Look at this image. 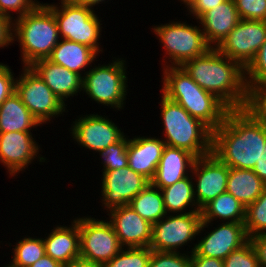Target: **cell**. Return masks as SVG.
<instances>
[{
  "mask_svg": "<svg viewBox=\"0 0 266 267\" xmlns=\"http://www.w3.org/2000/svg\"><path fill=\"white\" fill-rule=\"evenodd\" d=\"M224 1L226 0H196L189 8V11L193 16L197 17L196 19H199L205 12L213 9Z\"/></svg>",
  "mask_w": 266,
  "mask_h": 267,
  "instance_id": "cell-43",
  "label": "cell"
},
{
  "mask_svg": "<svg viewBox=\"0 0 266 267\" xmlns=\"http://www.w3.org/2000/svg\"><path fill=\"white\" fill-rule=\"evenodd\" d=\"M190 267H223V260L213 257L190 256Z\"/></svg>",
  "mask_w": 266,
  "mask_h": 267,
  "instance_id": "cell-44",
  "label": "cell"
},
{
  "mask_svg": "<svg viewBox=\"0 0 266 267\" xmlns=\"http://www.w3.org/2000/svg\"><path fill=\"white\" fill-rule=\"evenodd\" d=\"M12 26L13 22L10 18L0 15V47L9 45V43L14 41Z\"/></svg>",
  "mask_w": 266,
  "mask_h": 267,
  "instance_id": "cell-41",
  "label": "cell"
},
{
  "mask_svg": "<svg viewBox=\"0 0 266 267\" xmlns=\"http://www.w3.org/2000/svg\"><path fill=\"white\" fill-rule=\"evenodd\" d=\"M196 157L187 150L165 146L151 183L162 189L187 177Z\"/></svg>",
  "mask_w": 266,
  "mask_h": 267,
  "instance_id": "cell-22",
  "label": "cell"
},
{
  "mask_svg": "<svg viewBox=\"0 0 266 267\" xmlns=\"http://www.w3.org/2000/svg\"><path fill=\"white\" fill-rule=\"evenodd\" d=\"M68 1L76 5L93 7L94 5L99 4L100 2H103L105 0H68Z\"/></svg>",
  "mask_w": 266,
  "mask_h": 267,
  "instance_id": "cell-48",
  "label": "cell"
},
{
  "mask_svg": "<svg viewBox=\"0 0 266 267\" xmlns=\"http://www.w3.org/2000/svg\"><path fill=\"white\" fill-rule=\"evenodd\" d=\"M128 143L129 139L123 136L118 142L111 144L99 153L104 158V171L117 170L128 166Z\"/></svg>",
  "mask_w": 266,
  "mask_h": 267,
  "instance_id": "cell-34",
  "label": "cell"
},
{
  "mask_svg": "<svg viewBox=\"0 0 266 267\" xmlns=\"http://www.w3.org/2000/svg\"><path fill=\"white\" fill-rule=\"evenodd\" d=\"M34 141L31 132L0 133V162L11 176L25 169L36 158L39 148Z\"/></svg>",
  "mask_w": 266,
  "mask_h": 267,
  "instance_id": "cell-18",
  "label": "cell"
},
{
  "mask_svg": "<svg viewBox=\"0 0 266 267\" xmlns=\"http://www.w3.org/2000/svg\"><path fill=\"white\" fill-rule=\"evenodd\" d=\"M223 267H260L259 260L250 240L240 248L233 250L223 260Z\"/></svg>",
  "mask_w": 266,
  "mask_h": 267,
  "instance_id": "cell-35",
  "label": "cell"
},
{
  "mask_svg": "<svg viewBox=\"0 0 266 267\" xmlns=\"http://www.w3.org/2000/svg\"><path fill=\"white\" fill-rule=\"evenodd\" d=\"M15 82V92L40 124L65 111V104L53 93L42 78L30 67Z\"/></svg>",
  "mask_w": 266,
  "mask_h": 267,
  "instance_id": "cell-10",
  "label": "cell"
},
{
  "mask_svg": "<svg viewBox=\"0 0 266 267\" xmlns=\"http://www.w3.org/2000/svg\"><path fill=\"white\" fill-rule=\"evenodd\" d=\"M61 4V8L46 4L54 14L60 36L68 41L87 45L97 53L102 51L97 42L102 24L91 7L76 5L68 0H61Z\"/></svg>",
  "mask_w": 266,
  "mask_h": 267,
  "instance_id": "cell-6",
  "label": "cell"
},
{
  "mask_svg": "<svg viewBox=\"0 0 266 267\" xmlns=\"http://www.w3.org/2000/svg\"><path fill=\"white\" fill-rule=\"evenodd\" d=\"M249 240L256 252L259 266L266 267V234L252 236Z\"/></svg>",
  "mask_w": 266,
  "mask_h": 267,
  "instance_id": "cell-42",
  "label": "cell"
},
{
  "mask_svg": "<svg viewBox=\"0 0 266 267\" xmlns=\"http://www.w3.org/2000/svg\"><path fill=\"white\" fill-rule=\"evenodd\" d=\"M181 1H183V3L185 4V5H187L188 7V9L194 4V2L196 1V0H181Z\"/></svg>",
  "mask_w": 266,
  "mask_h": 267,
  "instance_id": "cell-49",
  "label": "cell"
},
{
  "mask_svg": "<svg viewBox=\"0 0 266 267\" xmlns=\"http://www.w3.org/2000/svg\"><path fill=\"white\" fill-rule=\"evenodd\" d=\"M39 3L33 0H0V12L11 19L10 11H17L19 18L32 11Z\"/></svg>",
  "mask_w": 266,
  "mask_h": 267,
  "instance_id": "cell-39",
  "label": "cell"
},
{
  "mask_svg": "<svg viewBox=\"0 0 266 267\" xmlns=\"http://www.w3.org/2000/svg\"><path fill=\"white\" fill-rule=\"evenodd\" d=\"M160 191L150 182L128 205L153 225L167 215L163 195Z\"/></svg>",
  "mask_w": 266,
  "mask_h": 267,
  "instance_id": "cell-28",
  "label": "cell"
},
{
  "mask_svg": "<svg viewBox=\"0 0 266 267\" xmlns=\"http://www.w3.org/2000/svg\"><path fill=\"white\" fill-rule=\"evenodd\" d=\"M72 127V136L79 145L99 153L124 136L112 121L98 114L80 117Z\"/></svg>",
  "mask_w": 266,
  "mask_h": 267,
  "instance_id": "cell-16",
  "label": "cell"
},
{
  "mask_svg": "<svg viewBox=\"0 0 266 267\" xmlns=\"http://www.w3.org/2000/svg\"><path fill=\"white\" fill-rule=\"evenodd\" d=\"M14 76L7 65L0 64V105L15 92Z\"/></svg>",
  "mask_w": 266,
  "mask_h": 267,
  "instance_id": "cell-40",
  "label": "cell"
},
{
  "mask_svg": "<svg viewBox=\"0 0 266 267\" xmlns=\"http://www.w3.org/2000/svg\"><path fill=\"white\" fill-rule=\"evenodd\" d=\"M80 258L104 265L123 248L110 221L79 218Z\"/></svg>",
  "mask_w": 266,
  "mask_h": 267,
  "instance_id": "cell-11",
  "label": "cell"
},
{
  "mask_svg": "<svg viewBox=\"0 0 266 267\" xmlns=\"http://www.w3.org/2000/svg\"><path fill=\"white\" fill-rule=\"evenodd\" d=\"M252 170L266 185V146L265 148H263L262 154L260 155V159L259 161H257L256 165Z\"/></svg>",
  "mask_w": 266,
  "mask_h": 267,
  "instance_id": "cell-45",
  "label": "cell"
},
{
  "mask_svg": "<svg viewBox=\"0 0 266 267\" xmlns=\"http://www.w3.org/2000/svg\"><path fill=\"white\" fill-rule=\"evenodd\" d=\"M110 223L121 245L129 247H149L153 225L143 219L129 205L110 209Z\"/></svg>",
  "mask_w": 266,
  "mask_h": 267,
  "instance_id": "cell-17",
  "label": "cell"
},
{
  "mask_svg": "<svg viewBox=\"0 0 266 267\" xmlns=\"http://www.w3.org/2000/svg\"><path fill=\"white\" fill-rule=\"evenodd\" d=\"M97 54L87 45L63 39L53 48L47 59L80 74L79 71H83L85 67L89 66Z\"/></svg>",
  "mask_w": 266,
  "mask_h": 267,
  "instance_id": "cell-25",
  "label": "cell"
},
{
  "mask_svg": "<svg viewBox=\"0 0 266 267\" xmlns=\"http://www.w3.org/2000/svg\"><path fill=\"white\" fill-rule=\"evenodd\" d=\"M246 84L266 83V41L260 47L254 59L245 68Z\"/></svg>",
  "mask_w": 266,
  "mask_h": 267,
  "instance_id": "cell-36",
  "label": "cell"
},
{
  "mask_svg": "<svg viewBox=\"0 0 266 267\" xmlns=\"http://www.w3.org/2000/svg\"><path fill=\"white\" fill-rule=\"evenodd\" d=\"M44 239L45 252L52 259L62 265H68L80 258L79 219L73 221L72 226H57Z\"/></svg>",
  "mask_w": 266,
  "mask_h": 267,
  "instance_id": "cell-23",
  "label": "cell"
},
{
  "mask_svg": "<svg viewBox=\"0 0 266 267\" xmlns=\"http://www.w3.org/2000/svg\"><path fill=\"white\" fill-rule=\"evenodd\" d=\"M119 60L85 72L82 80V90L92 100L103 105L113 106L112 108L115 107L118 110L122 108L127 93L125 61Z\"/></svg>",
  "mask_w": 266,
  "mask_h": 267,
  "instance_id": "cell-9",
  "label": "cell"
},
{
  "mask_svg": "<svg viewBox=\"0 0 266 267\" xmlns=\"http://www.w3.org/2000/svg\"><path fill=\"white\" fill-rule=\"evenodd\" d=\"M244 225L248 238L266 234V189L246 208Z\"/></svg>",
  "mask_w": 266,
  "mask_h": 267,
  "instance_id": "cell-31",
  "label": "cell"
},
{
  "mask_svg": "<svg viewBox=\"0 0 266 267\" xmlns=\"http://www.w3.org/2000/svg\"><path fill=\"white\" fill-rule=\"evenodd\" d=\"M38 125L40 123L23 104L16 92L0 105V133L30 132L32 127Z\"/></svg>",
  "mask_w": 266,
  "mask_h": 267,
  "instance_id": "cell-24",
  "label": "cell"
},
{
  "mask_svg": "<svg viewBox=\"0 0 266 267\" xmlns=\"http://www.w3.org/2000/svg\"><path fill=\"white\" fill-rule=\"evenodd\" d=\"M162 95L181 105L192 117L217 129L230 110L214 94L201 88L182 67L164 68Z\"/></svg>",
  "mask_w": 266,
  "mask_h": 267,
  "instance_id": "cell-3",
  "label": "cell"
},
{
  "mask_svg": "<svg viewBox=\"0 0 266 267\" xmlns=\"http://www.w3.org/2000/svg\"><path fill=\"white\" fill-rule=\"evenodd\" d=\"M240 19L266 21V0H234Z\"/></svg>",
  "mask_w": 266,
  "mask_h": 267,
  "instance_id": "cell-38",
  "label": "cell"
},
{
  "mask_svg": "<svg viewBox=\"0 0 266 267\" xmlns=\"http://www.w3.org/2000/svg\"><path fill=\"white\" fill-rule=\"evenodd\" d=\"M201 217L208 225L216 218L229 219L227 222H245L246 207L226 191L201 209Z\"/></svg>",
  "mask_w": 266,
  "mask_h": 267,
  "instance_id": "cell-27",
  "label": "cell"
},
{
  "mask_svg": "<svg viewBox=\"0 0 266 267\" xmlns=\"http://www.w3.org/2000/svg\"><path fill=\"white\" fill-rule=\"evenodd\" d=\"M266 146V126L245 109L229 110L213 131L212 153L229 168L252 170Z\"/></svg>",
  "mask_w": 266,
  "mask_h": 267,
  "instance_id": "cell-1",
  "label": "cell"
},
{
  "mask_svg": "<svg viewBox=\"0 0 266 267\" xmlns=\"http://www.w3.org/2000/svg\"><path fill=\"white\" fill-rule=\"evenodd\" d=\"M249 240L244 222H226L204 236L190 256L213 257L224 260L233 250Z\"/></svg>",
  "mask_w": 266,
  "mask_h": 267,
  "instance_id": "cell-15",
  "label": "cell"
},
{
  "mask_svg": "<svg viewBox=\"0 0 266 267\" xmlns=\"http://www.w3.org/2000/svg\"><path fill=\"white\" fill-rule=\"evenodd\" d=\"M190 264L189 255L179 252H158L152 250L148 267H190Z\"/></svg>",
  "mask_w": 266,
  "mask_h": 267,
  "instance_id": "cell-37",
  "label": "cell"
},
{
  "mask_svg": "<svg viewBox=\"0 0 266 267\" xmlns=\"http://www.w3.org/2000/svg\"><path fill=\"white\" fill-rule=\"evenodd\" d=\"M165 146L164 140L158 138L130 139L127 146L128 167L151 182Z\"/></svg>",
  "mask_w": 266,
  "mask_h": 267,
  "instance_id": "cell-19",
  "label": "cell"
},
{
  "mask_svg": "<svg viewBox=\"0 0 266 267\" xmlns=\"http://www.w3.org/2000/svg\"><path fill=\"white\" fill-rule=\"evenodd\" d=\"M153 224L149 247L158 252H177V248L191 241L207 227L199 208L167 216Z\"/></svg>",
  "mask_w": 266,
  "mask_h": 267,
  "instance_id": "cell-7",
  "label": "cell"
},
{
  "mask_svg": "<svg viewBox=\"0 0 266 267\" xmlns=\"http://www.w3.org/2000/svg\"><path fill=\"white\" fill-rule=\"evenodd\" d=\"M266 41V21L240 19L216 49L244 69Z\"/></svg>",
  "mask_w": 266,
  "mask_h": 267,
  "instance_id": "cell-12",
  "label": "cell"
},
{
  "mask_svg": "<svg viewBox=\"0 0 266 267\" xmlns=\"http://www.w3.org/2000/svg\"><path fill=\"white\" fill-rule=\"evenodd\" d=\"M11 265L7 267H30L46 254L42 238L26 237L20 240L14 248Z\"/></svg>",
  "mask_w": 266,
  "mask_h": 267,
  "instance_id": "cell-30",
  "label": "cell"
},
{
  "mask_svg": "<svg viewBox=\"0 0 266 267\" xmlns=\"http://www.w3.org/2000/svg\"><path fill=\"white\" fill-rule=\"evenodd\" d=\"M229 171L230 168L213 153L195 159L191 172L198 177L197 187L194 186L197 208L201 210L211 200L226 192Z\"/></svg>",
  "mask_w": 266,
  "mask_h": 267,
  "instance_id": "cell-13",
  "label": "cell"
},
{
  "mask_svg": "<svg viewBox=\"0 0 266 267\" xmlns=\"http://www.w3.org/2000/svg\"><path fill=\"white\" fill-rule=\"evenodd\" d=\"M150 181L144 176L124 167L117 170L103 171V204L108 209L126 206L142 191Z\"/></svg>",
  "mask_w": 266,
  "mask_h": 267,
  "instance_id": "cell-14",
  "label": "cell"
},
{
  "mask_svg": "<svg viewBox=\"0 0 266 267\" xmlns=\"http://www.w3.org/2000/svg\"><path fill=\"white\" fill-rule=\"evenodd\" d=\"M152 249L150 247H127L121 250L103 267H148Z\"/></svg>",
  "mask_w": 266,
  "mask_h": 267,
  "instance_id": "cell-32",
  "label": "cell"
},
{
  "mask_svg": "<svg viewBox=\"0 0 266 267\" xmlns=\"http://www.w3.org/2000/svg\"><path fill=\"white\" fill-rule=\"evenodd\" d=\"M153 30L169 55L168 58L172 59L173 67H181L186 61L201 56L212 48L197 26L172 22L155 26Z\"/></svg>",
  "mask_w": 266,
  "mask_h": 267,
  "instance_id": "cell-8",
  "label": "cell"
},
{
  "mask_svg": "<svg viewBox=\"0 0 266 267\" xmlns=\"http://www.w3.org/2000/svg\"><path fill=\"white\" fill-rule=\"evenodd\" d=\"M30 267H64V265L45 254Z\"/></svg>",
  "mask_w": 266,
  "mask_h": 267,
  "instance_id": "cell-46",
  "label": "cell"
},
{
  "mask_svg": "<svg viewBox=\"0 0 266 267\" xmlns=\"http://www.w3.org/2000/svg\"><path fill=\"white\" fill-rule=\"evenodd\" d=\"M266 189L264 182L253 170L230 168L226 191L246 208Z\"/></svg>",
  "mask_w": 266,
  "mask_h": 267,
  "instance_id": "cell-26",
  "label": "cell"
},
{
  "mask_svg": "<svg viewBox=\"0 0 266 267\" xmlns=\"http://www.w3.org/2000/svg\"><path fill=\"white\" fill-rule=\"evenodd\" d=\"M206 42L215 48L224 40L230 31L239 23L240 17L234 0H226L213 9L205 12L199 19Z\"/></svg>",
  "mask_w": 266,
  "mask_h": 267,
  "instance_id": "cell-21",
  "label": "cell"
},
{
  "mask_svg": "<svg viewBox=\"0 0 266 267\" xmlns=\"http://www.w3.org/2000/svg\"><path fill=\"white\" fill-rule=\"evenodd\" d=\"M160 104L167 146L187 150L196 158L212 153L213 131L206 124L163 95Z\"/></svg>",
  "mask_w": 266,
  "mask_h": 267,
  "instance_id": "cell-5",
  "label": "cell"
},
{
  "mask_svg": "<svg viewBox=\"0 0 266 267\" xmlns=\"http://www.w3.org/2000/svg\"><path fill=\"white\" fill-rule=\"evenodd\" d=\"M30 67L64 104L65 98L82 90V74L70 71L61 65L50 62L48 59L38 60Z\"/></svg>",
  "mask_w": 266,
  "mask_h": 267,
  "instance_id": "cell-20",
  "label": "cell"
},
{
  "mask_svg": "<svg viewBox=\"0 0 266 267\" xmlns=\"http://www.w3.org/2000/svg\"><path fill=\"white\" fill-rule=\"evenodd\" d=\"M64 267H103V265L79 258L74 260L72 263L65 265Z\"/></svg>",
  "mask_w": 266,
  "mask_h": 267,
  "instance_id": "cell-47",
  "label": "cell"
},
{
  "mask_svg": "<svg viewBox=\"0 0 266 267\" xmlns=\"http://www.w3.org/2000/svg\"><path fill=\"white\" fill-rule=\"evenodd\" d=\"M248 89L245 110L266 126V83L246 84Z\"/></svg>",
  "mask_w": 266,
  "mask_h": 267,
  "instance_id": "cell-33",
  "label": "cell"
},
{
  "mask_svg": "<svg viewBox=\"0 0 266 267\" xmlns=\"http://www.w3.org/2000/svg\"><path fill=\"white\" fill-rule=\"evenodd\" d=\"M14 21L13 38L19 39L24 66L47 59L60 38L53 12L45 4L39 3L32 11Z\"/></svg>",
  "mask_w": 266,
  "mask_h": 267,
  "instance_id": "cell-4",
  "label": "cell"
},
{
  "mask_svg": "<svg viewBox=\"0 0 266 267\" xmlns=\"http://www.w3.org/2000/svg\"><path fill=\"white\" fill-rule=\"evenodd\" d=\"M192 179L193 178L187 176L170 186L160 189L163 195L166 212H180V214L182 212L183 214V210L189 205H197Z\"/></svg>",
  "mask_w": 266,
  "mask_h": 267,
  "instance_id": "cell-29",
  "label": "cell"
},
{
  "mask_svg": "<svg viewBox=\"0 0 266 267\" xmlns=\"http://www.w3.org/2000/svg\"><path fill=\"white\" fill-rule=\"evenodd\" d=\"M205 91L214 94L230 110L244 109L248 89L245 69L215 47L181 66Z\"/></svg>",
  "mask_w": 266,
  "mask_h": 267,
  "instance_id": "cell-2",
  "label": "cell"
}]
</instances>
